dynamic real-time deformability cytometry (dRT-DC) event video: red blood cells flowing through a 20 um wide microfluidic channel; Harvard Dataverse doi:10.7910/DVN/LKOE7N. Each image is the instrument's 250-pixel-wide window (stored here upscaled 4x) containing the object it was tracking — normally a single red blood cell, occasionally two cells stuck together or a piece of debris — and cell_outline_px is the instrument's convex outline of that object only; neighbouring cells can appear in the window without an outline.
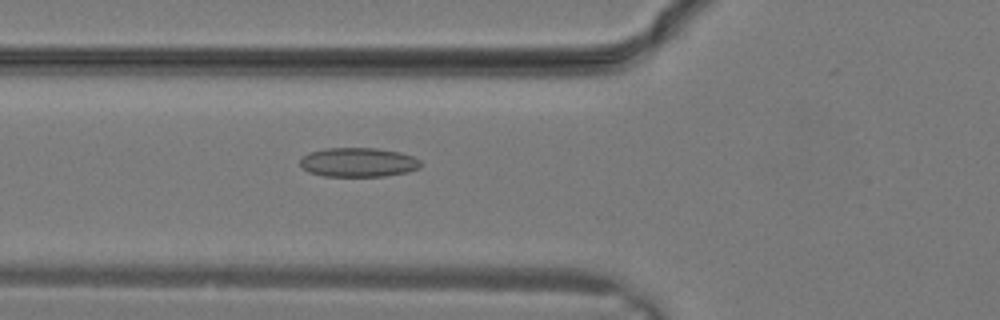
{"species": "common noctule bat (a hibernating species)", "species_latin": "Nyctalus noctula", "temperature_condition": "warm", "stored_images_in_passage": 8, "camera_frame_rate_fps": 3000, "um_per_image_px": 0.085, "animal": {"sex": "male", "body_mass_g": 19.2, "forearm_length_mm": 51.8}, "frame": {"image": 1, "passage_image": 2, "time_ms": 0.333, "image_size_px": [1000, 320], "cell_outline_px": [[424, 164], [420, 168], [408, 172], [384, 176], [324, 176], [308, 172], [300, 164], [300, 160], [308, 152], [324, 148], [376, 148], [400, 152], [412, 156], [420, 160]], "centroid_in_image_um": [30.48, 13.79], "position_along_channel_um": 95.3, "area_um2": 20.69}}
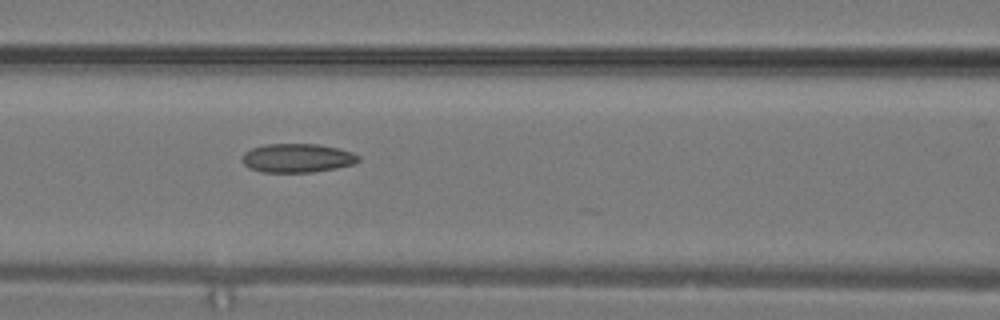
{"frame": {"image": 2, "passage_image": 4, "time_ms": 1.0, "image_size_px": [1000, 320], "cell_outline_px": [[360, 160], [352, 164], [336, 168], [312, 172], [260, 172], [248, 168], [240, 160], [244, 152], [252, 148], [264, 144], [316, 144], [340, 148], [352, 152], [360, 156]], "centroid_in_image_um": [25.24, 13.43], "position_along_channel_um": 141.4, "area_um2": 19.71}}
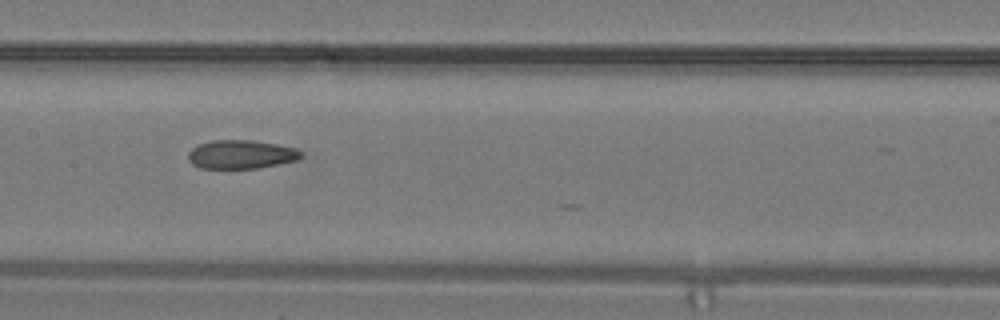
{"frame": {"image": 3, "passage_image": 6, "time_ms": 1.667, "image_size_px": [1000, 320], "cell_outline_px": [[304, 156], [296, 160], [260, 168], [200, 168], [192, 164], [188, 160], [188, 152], [192, 148], [200, 144], [212, 140], [252, 140], [276, 144], [292, 148], [300, 152]], "centroid_in_image_um": [20.45, 13.13], "position_along_channel_um": 186.9, "area_um2": 18.73}}